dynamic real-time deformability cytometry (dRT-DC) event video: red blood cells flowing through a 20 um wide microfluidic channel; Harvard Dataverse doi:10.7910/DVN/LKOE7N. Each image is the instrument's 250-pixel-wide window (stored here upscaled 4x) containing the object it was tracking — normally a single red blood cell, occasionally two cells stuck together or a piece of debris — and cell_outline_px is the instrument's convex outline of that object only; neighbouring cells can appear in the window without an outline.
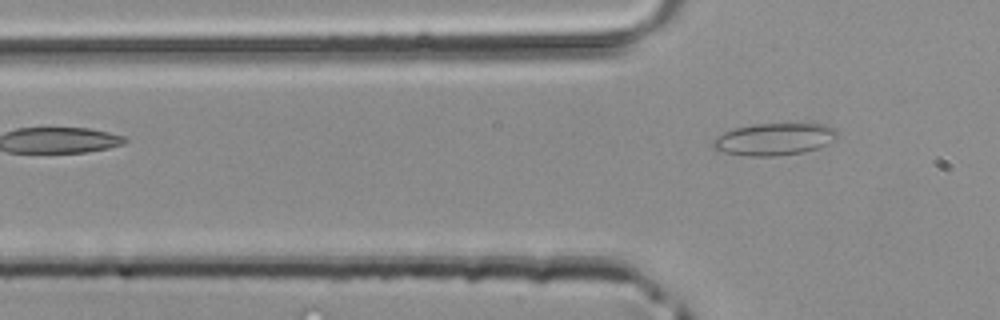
{"species": "common noctule bat (a hibernating species)", "species_latin": "Nyctalus noctula", "temperature_condition": "room temperature", "stored_images_in_passage": 3, "camera_frame_rate_fps": 3000, "um_per_image_px": 0.085, "animal": {"sex": "male", "body_mass_g": 20.4}, "frame": {"image": 1, "passage_image": 3, "time_ms": 0.667, "image_size_px": [1000, 320], "cell_outline_px": [[836, 136], [824, 144], [816, 148], [804, 152], [776, 156], [748, 156], [716, 152], [712, 148], [712, 140], [716, 136], [724, 132], [736, 128], [752, 124], [824, 124], [836, 128]], "centroid_in_image_um": [65.7, 11.84], "position_along_channel_um": 60.1, "area_um2": 23.24}}